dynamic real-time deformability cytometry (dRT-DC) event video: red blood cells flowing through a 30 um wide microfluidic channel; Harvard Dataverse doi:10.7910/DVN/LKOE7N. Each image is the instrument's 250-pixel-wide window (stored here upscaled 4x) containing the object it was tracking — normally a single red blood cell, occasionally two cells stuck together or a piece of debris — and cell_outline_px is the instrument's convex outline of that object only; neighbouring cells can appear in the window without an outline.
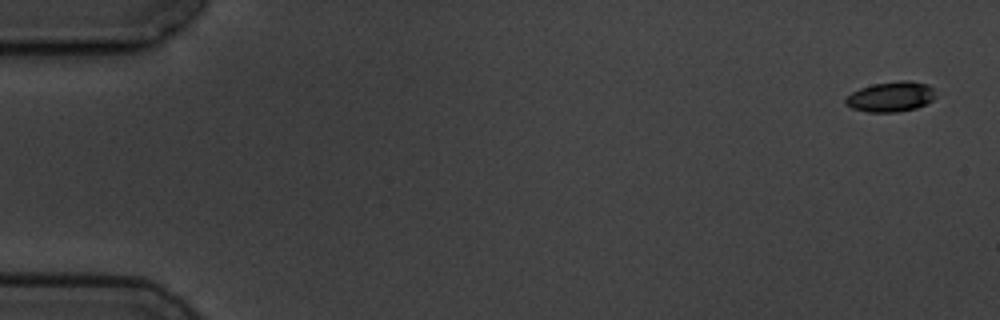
{"species": "common noctule bat (a hibernating species)", "species_latin": "Nyctalus noctula", "temperature_condition": "cold", "stored_images_in_passage": 6, "segment_of_instrument_passage": [1, 2], "camera_frame_rate_fps": 3000, "um_per_image_px": 0.085, "animal": {"sex": "male", "body_mass_g": 19.5, "forearm_length_mm": 54.6}, "frame": {"image": 1, "passage_image": 1, "time_ms": 0.0, "image_size_px": [1000, 320], "cell_outline_px": [[936, 96], [932, 100], [916, 108], [896, 112], [868, 112], [852, 108], [844, 104], [844, 100], [852, 92], [860, 88], [872, 84], [900, 80], [908, 80], [928, 84], [932, 88]], "centroid_in_image_um": [75.7, 8.21], "position_along_channel_um": 9.3, "area_um2": 15.84}}
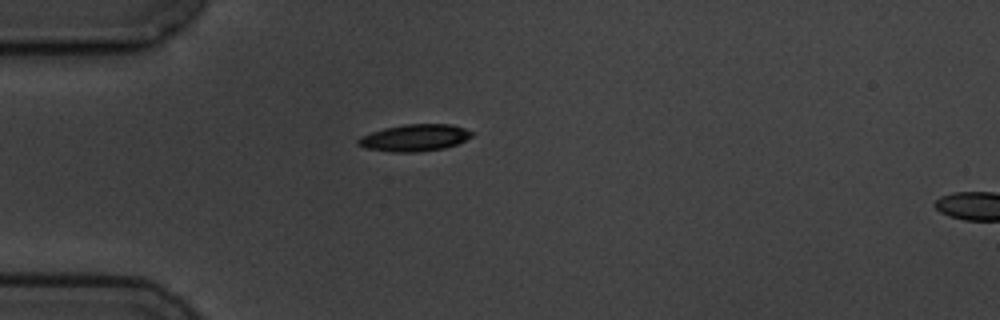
{"frame": {"image": 2, "passage_image": 5, "time_ms": 4.667, "image_size_px": [1000, 320], "cell_outline_px": [[476, 132], [472, 136], [456, 144], [444, 148], [416, 152], [392, 152], [364, 148], [356, 144], [356, 140], [360, 136], [384, 128], [404, 124], [452, 124]], "centroid_in_image_um": [35.23, 11.7], "position_along_channel_um": 49.8, "area_um2": 17.92}}